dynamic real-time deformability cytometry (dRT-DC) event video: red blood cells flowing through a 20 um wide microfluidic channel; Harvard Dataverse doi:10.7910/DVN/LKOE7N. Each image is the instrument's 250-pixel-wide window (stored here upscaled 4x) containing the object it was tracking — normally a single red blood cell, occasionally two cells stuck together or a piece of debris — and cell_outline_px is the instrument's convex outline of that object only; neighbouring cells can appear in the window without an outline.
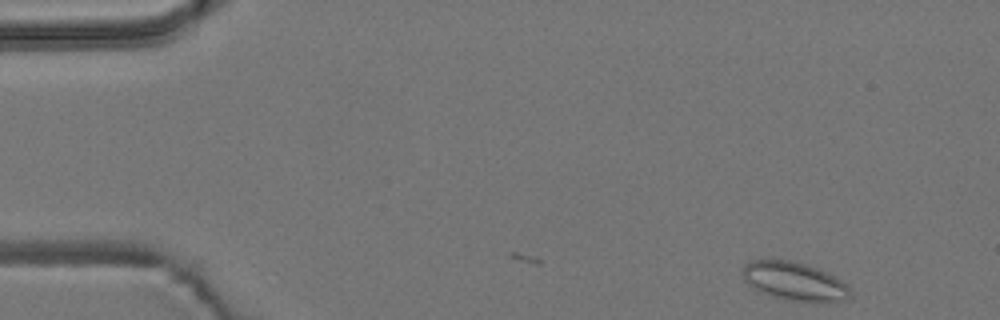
{"species": "common noctule bat (a hibernating species)", "species_latin": "Nyctalus noctula", "temperature_condition": "room temperature", "stored_images_in_passage": 4, "camera_frame_rate_fps": 3000, "um_per_image_px": 0.085, "animal": {"sex": "male", "body_mass_g": 19.2, "forearm_length_mm": 51.8}, "frame": {"image": 1, "passage_image": 1, "time_ms": 0.0, "image_size_px": [1000, 320], "cell_outline_px": [[852, 296], [848, 300], [836, 304], [812, 304], [788, 300], [772, 296], [748, 284], [744, 280], [744, 264], [752, 260], [788, 260], [804, 264], [816, 268], [836, 276], [848, 284], [852, 292]], "centroid_in_image_um": [67.68, 23.98], "position_along_channel_um": 17.3, "area_um2": 24.74}}